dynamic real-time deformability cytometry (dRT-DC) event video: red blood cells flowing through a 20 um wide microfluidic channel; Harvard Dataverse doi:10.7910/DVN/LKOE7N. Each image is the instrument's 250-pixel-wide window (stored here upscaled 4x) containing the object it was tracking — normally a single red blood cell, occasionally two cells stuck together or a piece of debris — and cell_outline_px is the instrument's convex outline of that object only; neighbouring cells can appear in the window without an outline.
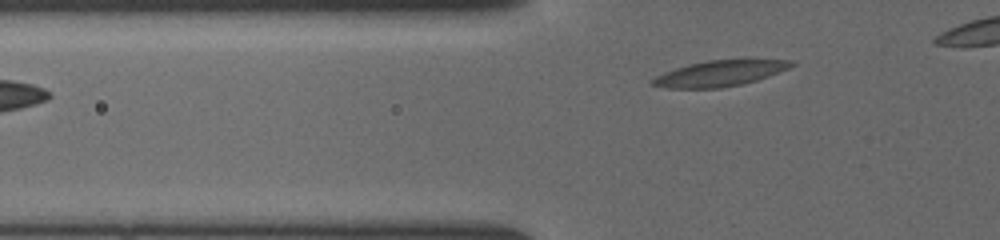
{"species": "common noctule bat (a hibernating species)", "species_latin": "Nyctalus noctula", "temperature_condition": "cold", "stored_images_in_passage": 5, "camera_frame_rate_fps": 3000, "um_per_image_px": 0.085, "animal": {"sex": "female", "body_mass_g": 19.5, "forearm_length_mm": 54.1}, "frame": {"image": 1, "passage_image": 5, "time_ms": 2.667, "image_size_px": [1000, 240], "cell_outline_px": [[796, 64], [780, 72], [756, 80], [740, 84], [720, 88], [664, 88], [648, 84], [648, 80], [664, 72], [688, 64], [708, 60], [792, 60]], "centroid_in_image_um": [61.1, 6.25], "position_along_channel_um": 64.7, "area_um2": 20.75}}